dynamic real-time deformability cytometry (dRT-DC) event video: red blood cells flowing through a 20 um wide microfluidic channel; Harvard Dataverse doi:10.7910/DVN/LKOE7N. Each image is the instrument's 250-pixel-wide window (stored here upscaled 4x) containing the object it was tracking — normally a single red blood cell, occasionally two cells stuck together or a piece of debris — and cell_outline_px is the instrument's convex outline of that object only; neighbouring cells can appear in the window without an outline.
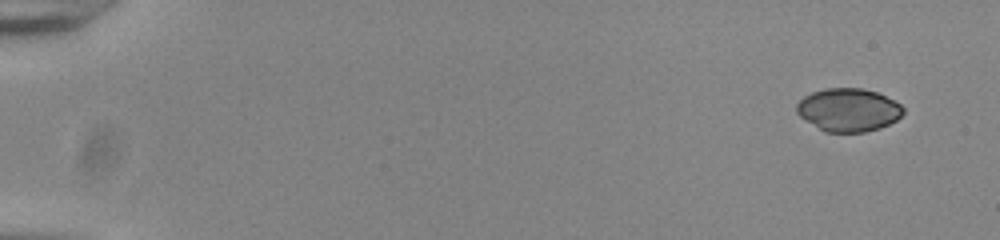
{"species": "common noctule bat (a hibernating species)", "species_latin": "Nyctalus noctula", "temperature_condition": "room temperature", "stored_images_in_passage": 52, "camera_frame_rate_fps": 3000, "um_per_image_px": 0.085, "animal": {"sex": "male", "body_mass_g": 20.0, "forearm_length_mm": 53.3}, "frame": {"image": 1, "passage_image": 1, "time_ms": 0.0, "image_size_px": [1000, 240], "cell_outline_px": [[904, 112], [896, 120], [880, 128], [864, 132], [824, 132], [800, 116], [796, 112], [796, 104], [804, 96], [812, 92], [824, 88], [860, 88], [876, 92], [900, 104], [904, 108]], "centroid_in_image_um": [72.09, 9.34], "position_along_channel_um": 12.9, "area_um2": 26.65}}